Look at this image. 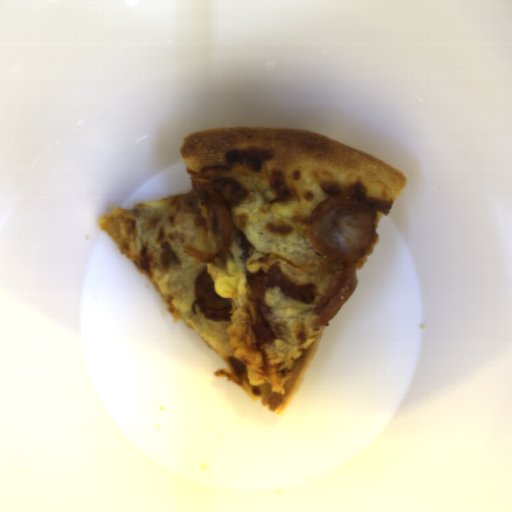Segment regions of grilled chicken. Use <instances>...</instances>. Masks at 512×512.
<instances>
[{"label":"grilled chicken","instance_id":"1","mask_svg":"<svg viewBox=\"0 0 512 512\" xmlns=\"http://www.w3.org/2000/svg\"><path fill=\"white\" fill-rule=\"evenodd\" d=\"M193 191L202 201L209 221V229L214 237L213 252H207L194 245H184V251L194 260L214 262L231 247L234 232L231 218L232 207L249 198L246 189L232 178L210 181L206 185L193 183Z\"/></svg>","mask_w":512,"mask_h":512},{"label":"grilled chicken","instance_id":"2","mask_svg":"<svg viewBox=\"0 0 512 512\" xmlns=\"http://www.w3.org/2000/svg\"><path fill=\"white\" fill-rule=\"evenodd\" d=\"M246 277L251 289L247 298L252 301L256 314V324L252 326L256 343H266L276 337L265 319L266 314L271 312L270 306L264 300V292L267 288L277 287L291 300L309 305L315 302V285L297 284L289 280L278 263L270 266L268 270L259 269L254 273H248Z\"/></svg>","mask_w":512,"mask_h":512}]
</instances>
